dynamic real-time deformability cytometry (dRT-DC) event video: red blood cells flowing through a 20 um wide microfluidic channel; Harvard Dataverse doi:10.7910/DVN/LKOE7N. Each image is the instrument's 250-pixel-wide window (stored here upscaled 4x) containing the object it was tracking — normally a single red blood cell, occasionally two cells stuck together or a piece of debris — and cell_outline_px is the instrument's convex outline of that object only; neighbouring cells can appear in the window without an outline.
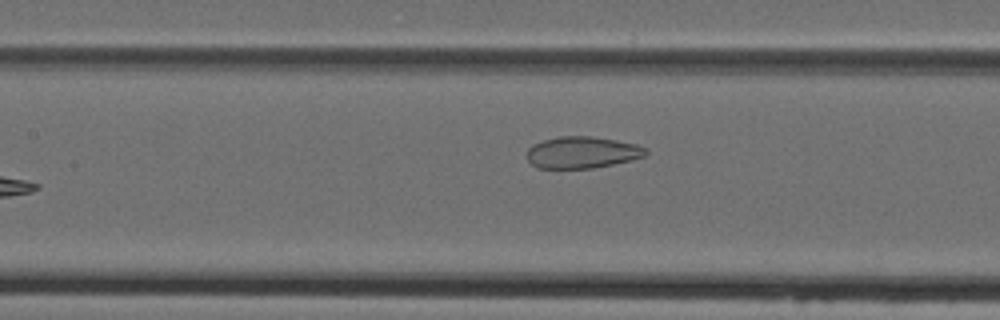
{"species": "Egyptian fruit bat (a non-hibernating species)", "species_latin": "Rousettus aegyptiacus", "temperature_condition": "cold", "stored_images_in_passage": 8, "camera_frame_rate_fps": 3000, "um_per_image_px": 0.085, "animal": {"sex": "female"}, "frame": {"image": 1, "passage_image": 8, "time_ms": 8.667, "image_size_px": [1000, 320], "cell_outline_px": [[648, 152], [644, 156], [632, 160], [592, 168], [536, 168], [528, 160], [528, 148], [532, 144], [544, 140], [560, 136], [592, 136], [616, 140], [636, 144], [648, 148]], "centroid_in_image_um": [49.5, 12.95], "position_along_channel_um": 157.9, "area_um2": 21.96}}